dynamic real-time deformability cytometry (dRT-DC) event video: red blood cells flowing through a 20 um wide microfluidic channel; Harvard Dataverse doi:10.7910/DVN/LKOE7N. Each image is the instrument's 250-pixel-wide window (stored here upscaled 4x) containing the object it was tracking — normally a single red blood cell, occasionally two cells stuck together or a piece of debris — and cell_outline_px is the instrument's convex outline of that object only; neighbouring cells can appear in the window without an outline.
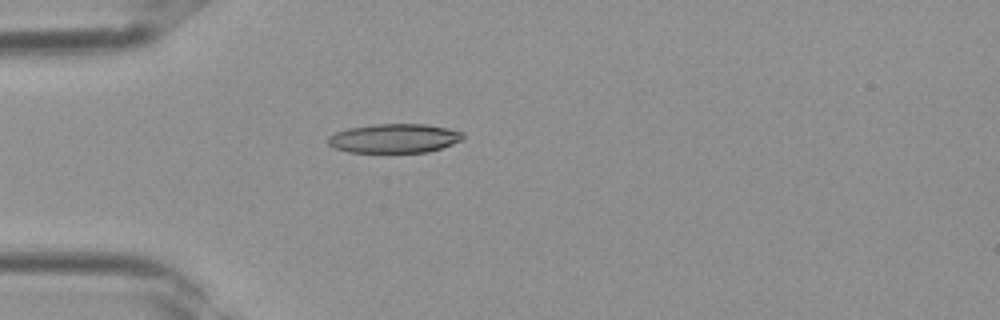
{"species": "Egyptian fruit bat (a non-hibernating species)", "species_latin": "Rousettus aegyptiacus", "temperature_condition": "room temperature", "stored_images_in_passage": 27, "camera_frame_rate_fps": 3000, "um_per_image_px": 0.085, "frame": {"image": 1, "passage_image": 1, "time_ms": 0.0, "image_size_px": [1000, 320], "cell_outline_px": [[464, 136], [460, 140], [452, 144], [428, 152], [348, 152], [336, 148], [328, 144], [328, 136], [336, 132], [348, 128], [376, 124], [424, 124], [448, 128], [464, 132]], "centroid_in_image_um": [33.51, 11.75], "position_along_channel_um": 51.5, "area_um2": 22.77}}
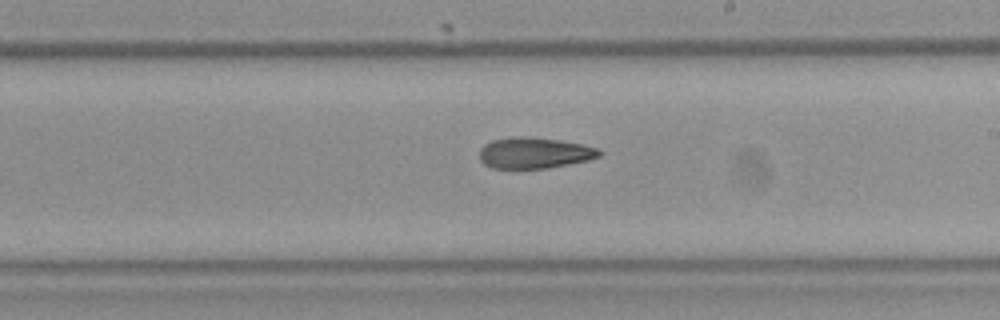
{"frame": {"image": 2, "passage_image": 12, "time_ms": 3.667, "image_size_px": [1000, 320], "cell_outline_px": [[600, 156], [588, 160], [548, 168], [492, 168], [484, 164], [480, 160], [480, 148], [484, 144], [492, 140], [512, 136], [528, 136], [560, 140], [584, 144], [596, 148], [600, 152]], "centroid_in_image_um": [45.39, 12.98], "position_along_channel_um": 243.6, "area_um2": 21.73}}
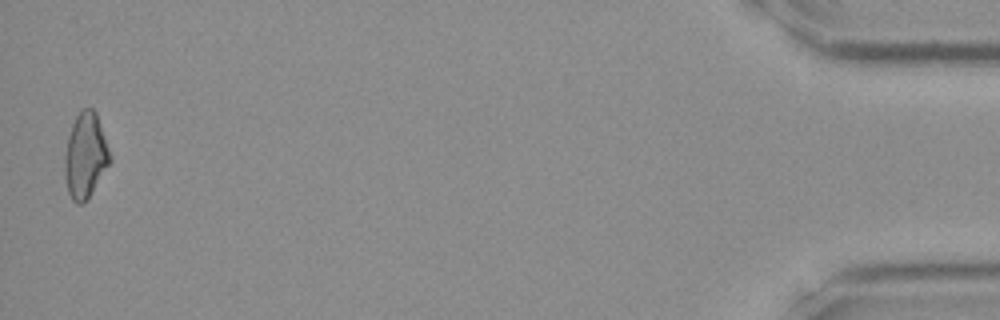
{"frame": {"image": 3, "passage_image": 27, "time_ms": 8.667, "image_size_px": [1000, 320], "cell_outline_px": [[112, 160], [88, 200], [84, 204], [76, 204], [72, 200], [68, 192], [64, 176], [64, 156], [68, 136], [72, 124], [80, 108], [92, 108], [96, 112], [112, 156]], "centroid_in_image_um": [7.26, 13.25], "position_along_channel_um": 427.9, "area_um2": 22.95}}